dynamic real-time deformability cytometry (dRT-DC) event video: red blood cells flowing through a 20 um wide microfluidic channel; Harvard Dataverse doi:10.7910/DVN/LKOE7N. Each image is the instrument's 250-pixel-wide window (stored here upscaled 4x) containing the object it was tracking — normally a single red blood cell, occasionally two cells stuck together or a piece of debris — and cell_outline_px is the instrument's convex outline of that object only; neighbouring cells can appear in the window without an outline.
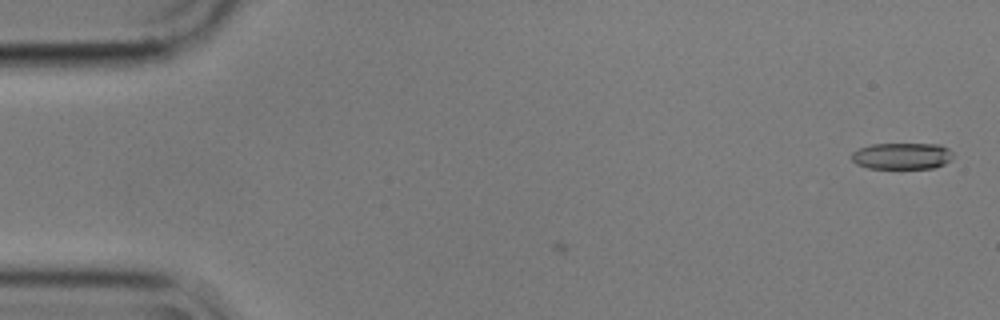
{"species": "common noctule bat (a hibernating species)", "species_latin": "Nyctalus noctula", "temperature_condition": "cold", "stored_images_in_passage": 2, "camera_frame_rate_fps": 3000, "um_per_image_px": 0.085, "animal": {"sex": "male", "body_mass_g": 17.9}, "frame": {"image": 1, "passage_image": 2, "time_ms": 0.333, "image_size_px": [1000, 320], "cell_outline_px": [[952, 156], [944, 164], [932, 168], [868, 168], [856, 164], [852, 160], [852, 152], [860, 148], [872, 144], [940, 144], [948, 148], [952, 152]], "centroid_in_image_um": [76.65, 13.25], "position_along_channel_um": 8.3, "area_um2": 15.55}}